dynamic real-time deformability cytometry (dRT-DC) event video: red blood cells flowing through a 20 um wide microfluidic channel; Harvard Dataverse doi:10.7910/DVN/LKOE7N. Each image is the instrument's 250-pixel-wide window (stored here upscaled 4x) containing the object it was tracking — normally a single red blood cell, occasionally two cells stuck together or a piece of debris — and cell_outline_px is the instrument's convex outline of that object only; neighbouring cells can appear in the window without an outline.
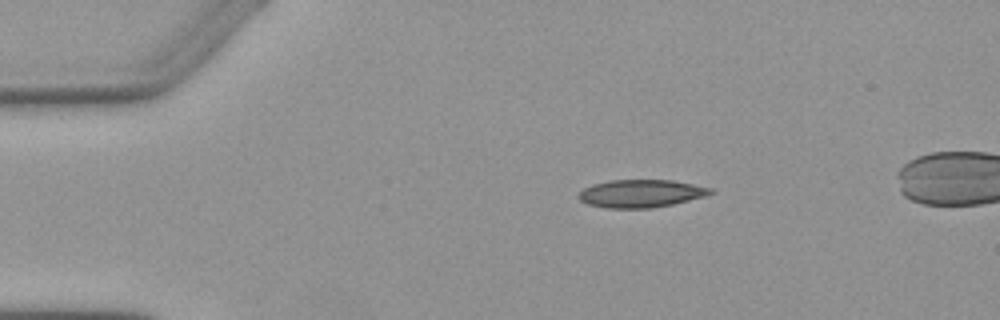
{"species": "Egyptian fruit bat (a non-hibernating species)", "species_latin": "Rousettus aegyptiacus", "temperature_condition": "warm", "stored_images_in_passage": 2, "camera_frame_rate_fps": 3000, "um_per_image_px": 0.085, "animal": {"sex": "female"}, "frame": {"image": 1, "passage_image": 1, "time_ms": 0.0, "image_size_px": [1000, 320], "cell_outline_px": [[716, 192], [704, 196], [672, 204], [652, 208], [608, 208], [588, 204], [580, 200], [576, 196], [584, 188], [592, 184], [608, 180], [672, 180], [712, 188]], "centroid_in_image_um": [54.46, 16.44], "position_along_channel_um": 30.5, "area_um2": 21.33}}